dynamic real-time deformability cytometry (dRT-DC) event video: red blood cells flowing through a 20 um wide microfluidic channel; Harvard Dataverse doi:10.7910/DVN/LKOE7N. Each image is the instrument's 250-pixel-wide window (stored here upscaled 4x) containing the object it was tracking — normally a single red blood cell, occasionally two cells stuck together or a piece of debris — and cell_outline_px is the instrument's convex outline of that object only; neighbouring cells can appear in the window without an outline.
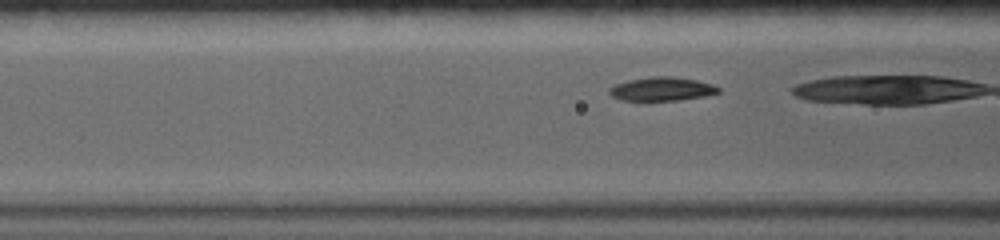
{"species": "common noctule bat (a hibernating species)", "species_latin": "Nyctalus noctula", "temperature_condition": "warm", "stored_images_in_passage": 24, "camera_frame_rate_fps": 5000, "um_per_image_px": 0.085, "animal": {"sex": "female", "body_mass_g": 19.0, "forearm_length_mm": 56.7}, "frame": {"image": 1, "passage_image": 4, "time_ms": 1.2, "image_size_px": [1000, 240], "cell_outline_px": [[720, 92], [704, 96], [676, 100], [620, 100], [612, 96], [608, 92], [608, 88], [616, 84], [628, 80], [652, 76], [672, 76], [696, 80], [712, 84], [720, 88]], "centroid_in_image_um": [56.24, 7.55], "position_along_channel_um": 110.4, "area_um2": 14.97}}